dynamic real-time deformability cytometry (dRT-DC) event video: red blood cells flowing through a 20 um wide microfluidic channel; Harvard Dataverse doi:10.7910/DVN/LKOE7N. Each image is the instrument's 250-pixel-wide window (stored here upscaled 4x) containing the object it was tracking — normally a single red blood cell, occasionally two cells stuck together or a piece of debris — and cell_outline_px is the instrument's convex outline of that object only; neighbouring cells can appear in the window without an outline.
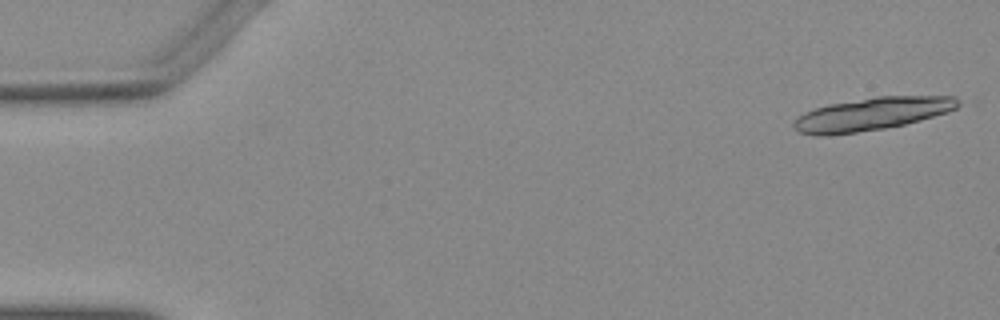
{"species": "Egyptian fruit bat (a non-hibernating species)", "species_latin": "Rousettus aegyptiacus", "temperature_condition": "warm", "stored_images_in_passage": 18, "camera_frame_rate_fps": 3000, "um_per_image_px": 0.085, "animal": {"sex": "female"}, "frame": {"image": 1, "passage_image": 1, "time_ms": 0.0, "image_size_px": [1000, 320], "cell_outline_px": [[964, 104], [948, 112], [920, 120], [904, 124], [884, 128], [828, 136], [816, 136], [800, 132], [792, 124], [804, 112], [828, 104], [876, 96], [956, 96]], "centroid_in_image_um": [74.16, 9.68], "position_along_channel_um": 10.8, "area_um2": 31.44}}